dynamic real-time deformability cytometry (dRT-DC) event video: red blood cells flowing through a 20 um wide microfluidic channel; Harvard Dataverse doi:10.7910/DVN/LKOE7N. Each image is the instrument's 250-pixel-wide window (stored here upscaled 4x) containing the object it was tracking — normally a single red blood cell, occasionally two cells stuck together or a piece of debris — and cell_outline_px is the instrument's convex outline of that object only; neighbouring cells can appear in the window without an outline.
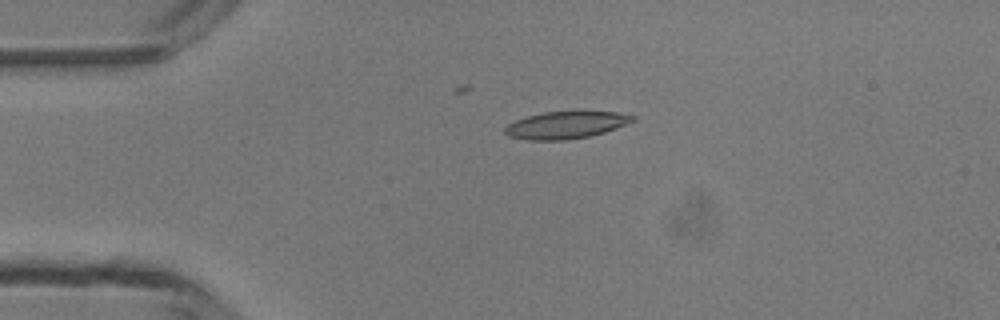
{"species": "common noctule bat (a hibernating species)", "species_latin": "Nyctalus noctula", "temperature_condition": "room temperature", "stored_images_in_passage": 2, "camera_frame_rate_fps": 3000, "um_per_image_px": 0.085, "animal": {"sex": "male", "body_mass_g": 13.3}, "frame": {"image": 1, "passage_image": 1, "time_ms": 0.0, "image_size_px": [1000, 320], "cell_outline_px": [[636, 120], [616, 128], [604, 132], [588, 136], [564, 140], [528, 140], [508, 136], [504, 132], [504, 128], [508, 124], [516, 120], [528, 116], [544, 112], [616, 112], [636, 116]], "centroid_in_image_um": [48.09, 10.63], "position_along_channel_um": 36.9, "area_um2": 20.0}}